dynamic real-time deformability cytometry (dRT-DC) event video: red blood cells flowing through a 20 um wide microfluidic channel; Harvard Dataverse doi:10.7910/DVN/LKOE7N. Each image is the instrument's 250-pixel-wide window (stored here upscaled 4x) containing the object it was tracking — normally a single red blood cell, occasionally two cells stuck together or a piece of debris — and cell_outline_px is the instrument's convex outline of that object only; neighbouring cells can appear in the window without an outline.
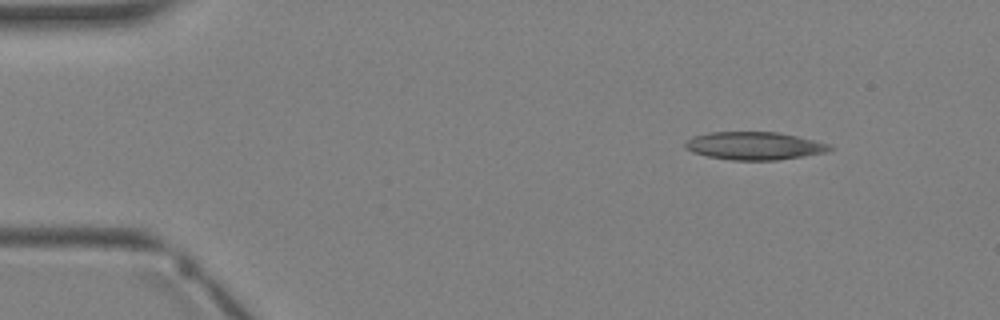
{"species": "Egyptian fruit bat (a non-hibernating species)", "species_latin": "Rousettus aegyptiacus", "temperature_condition": "warm", "stored_images_in_passage": 3, "camera_frame_rate_fps": 3000, "um_per_image_px": 0.085, "animal": {"sex": "female"}, "frame": {"image": 1, "passage_image": 1, "time_ms": 0.0, "image_size_px": [1000, 320], "cell_outline_px": [[832, 148], [828, 152], [804, 156], [776, 160], [732, 160], [708, 156], [692, 152], [684, 148], [684, 144], [692, 136], [708, 132], [776, 132], [796, 136], [832, 144]], "centroid_in_image_um": [64.12, 12.39], "position_along_channel_um": 20.9, "area_um2": 23.52}}